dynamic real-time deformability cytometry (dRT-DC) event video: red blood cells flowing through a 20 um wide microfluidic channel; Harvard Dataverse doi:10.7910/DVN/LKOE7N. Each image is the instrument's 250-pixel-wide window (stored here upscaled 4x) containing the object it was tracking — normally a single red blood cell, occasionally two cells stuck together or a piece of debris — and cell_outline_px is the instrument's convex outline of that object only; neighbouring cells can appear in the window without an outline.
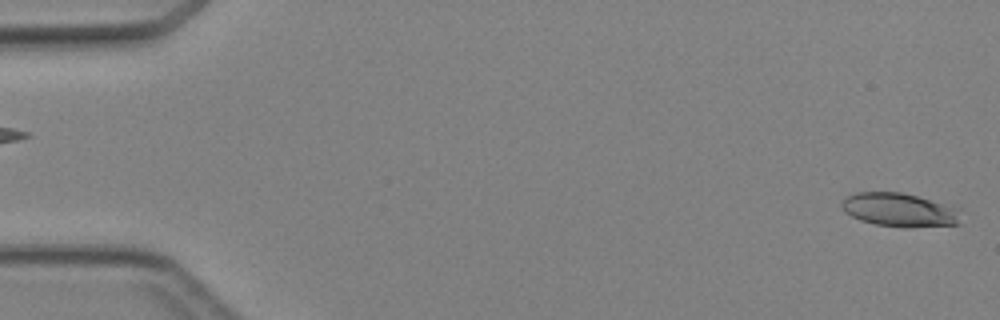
{"species": "Egyptian fruit bat (a non-hibernating species)", "species_latin": "Rousettus aegyptiacus", "temperature_condition": "cold", "stored_images_in_passage": 2, "segment_of_instrument_passage": [2, 2], "camera_frame_rate_fps": 3000, "um_per_image_px": 0.085, "animal": {"sex": "female"}, "frame": {"image": 1, "passage_image": 2, "time_ms": 1.333, "image_size_px": [1000, 320], "cell_outline_px": [[960, 224], [908, 228], [904, 228], [876, 224], [860, 220], [844, 212], [840, 208], [840, 200], [856, 192], [900, 192], [916, 196], [960, 208]], "centroid_in_image_um": [76.44, 17.85], "position_along_channel_um": 8.6, "area_um2": 23.58}}